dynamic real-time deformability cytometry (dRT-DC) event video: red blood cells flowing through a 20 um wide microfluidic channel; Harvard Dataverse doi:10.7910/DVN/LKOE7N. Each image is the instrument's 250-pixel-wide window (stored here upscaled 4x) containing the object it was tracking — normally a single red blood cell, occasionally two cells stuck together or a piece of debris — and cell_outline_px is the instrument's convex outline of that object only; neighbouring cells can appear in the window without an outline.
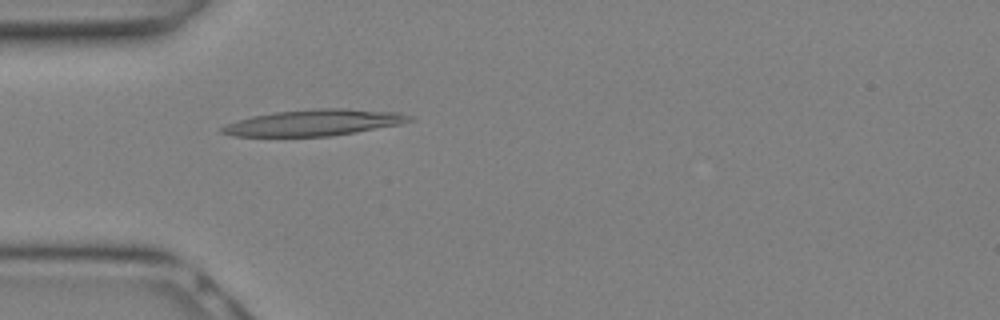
{"species": "Egyptian fruit bat (a non-hibernating species)", "species_latin": "Rousettus aegyptiacus", "temperature_condition": "warm", "stored_images_in_passage": 8, "camera_frame_rate_fps": 3000, "um_per_image_px": 0.085, "animal": {"sex": "female"}, "frame": {"image": 1, "passage_image": 8, "time_ms": 2.333, "image_size_px": [1000, 320], "cell_outline_px": [[416, 120], [400, 124], [356, 132], [332, 136], [232, 136], [220, 132], [220, 128], [228, 124], [252, 116], [276, 112], [320, 108], [344, 108], [400, 112], [416, 116]], "centroid_in_image_um": [26.8, 10.42], "position_along_channel_um": 58.2, "area_um2": 28.67}}